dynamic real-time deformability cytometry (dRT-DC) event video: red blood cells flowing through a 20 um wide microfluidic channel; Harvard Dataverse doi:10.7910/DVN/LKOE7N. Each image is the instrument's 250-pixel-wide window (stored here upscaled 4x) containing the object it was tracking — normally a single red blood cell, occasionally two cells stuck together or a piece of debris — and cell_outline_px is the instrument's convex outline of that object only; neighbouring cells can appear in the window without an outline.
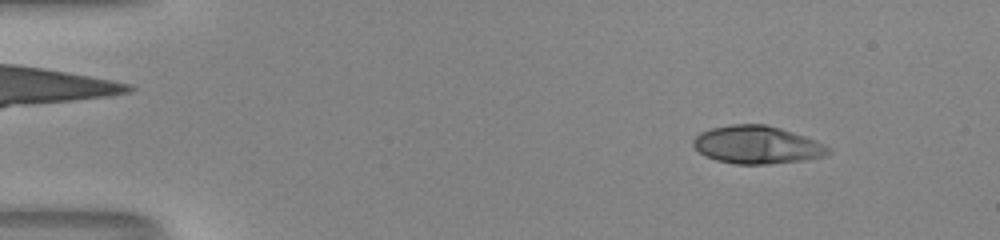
{"species": "human", "species_latin": "Homo sapiens", "temperature_condition": "room temperature", "stored_images_in_passage": 51, "camera_frame_rate_fps": 3000, "um_per_image_px": 0.085, "donor": {"sex": "male"}, "frame": {"image": 1, "passage_image": 7, "time_ms": 2.0, "image_size_px": [1000, 240], "cell_outline_px": [[832, 152], [824, 156], [804, 160], [768, 164], [736, 164], [716, 160], [704, 156], [692, 144], [692, 140], [700, 132], [712, 128], [732, 124], [764, 124], [780, 128], [816, 140], [832, 148]], "centroid_in_image_um": [64.36, 12.31], "position_along_channel_um": 20.6, "area_um2": 29.82}}
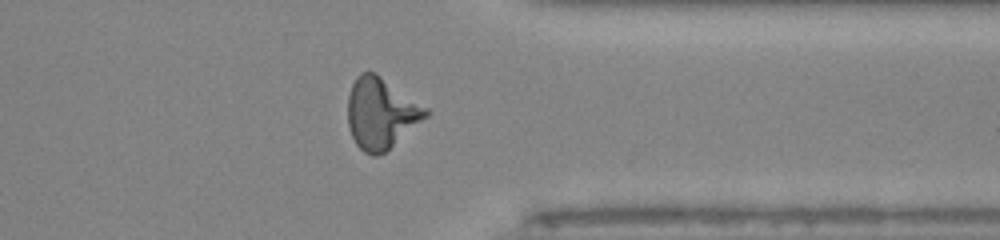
{"frame": {"image": 2, "passage_image": 41, "time_ms": 13.333, "image_size_px": [1000, 240], "cell_outline_px": [[432, 112], [428, 116], [384, 152], [376, 156], [372, 156], [364, 152], [356, 144], [348, 128], [348, 96], [352, 84], [356, 76], [360, 72], [376, 72], [428, 108]], "centroid_in_image_um": [32.38, 9.61], "position_along_channel_um": 379.0, "area_um2": 32.25}}
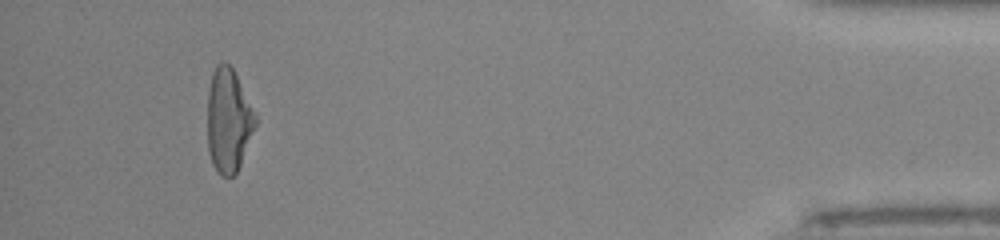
{"frame": {"image": 3, "passage_image": 48, "time_ms": 15.667, "image_size_px": [1000, 240], "cell_outline_px": [[256, 124], [240, 164], [236, 172], [228, 180], [220, 176], [216, 172], [212, 164], [208, 152], [208, 92], [212, 72], [216, 64], [220, 60], [224, 60], [232, 68], [256, 116]], "centroid_in_image_um": [19.38, 10.27], "position_along_channel_um": 415.8, "area_um2": 28.9}, "authors_computed_cell_mechanics": {"area_um2": 29.9404, "velocity_mm_per_s": 4.1744, "shape_relaxation_time_tau1_ms": 7.5607, "shape_relaxation_time_tau2_ms": 1.2404, "deformation_change_tau1": 0.2885, "deformation_change_tau2": 0.0834}}